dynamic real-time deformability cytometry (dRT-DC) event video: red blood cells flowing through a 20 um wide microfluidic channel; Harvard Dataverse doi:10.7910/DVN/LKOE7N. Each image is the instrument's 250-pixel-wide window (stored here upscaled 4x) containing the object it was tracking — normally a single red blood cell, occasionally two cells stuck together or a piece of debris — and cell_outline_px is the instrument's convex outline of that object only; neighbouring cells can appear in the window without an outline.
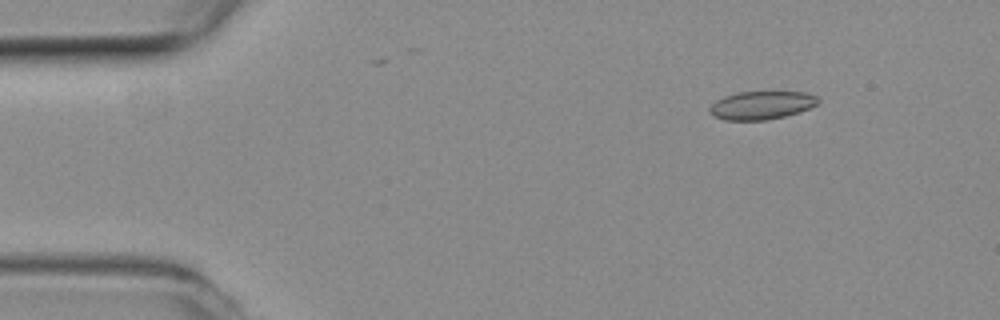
{"species": "common noctule bat (a hibernating species)", "species_latin": "Nyctalus noctula", "temperature_condition": "room temperature", "stored_images_in_passage": 48, "camera_frame_rate_fps": 3000, "um_per_image_px": 0.085, "animal": {"sex": "female", "body_mass_g": 19.3, "forearm_length_mm": 54.1}, "frame": {"image": 1, "passage_image": 1, "time_ms": 0.0, "image_size_px": [1000, 320], "cell_outline_px": [[820, 104], [784, 116], [768, 120], [724, 120], [712, 116], [708, 112], [708, 108], [716, 100], [724, 96], [740, 92], [804, 92], [816, 96], [820, 100]], "centroid_in_image_um": [64.69, 8.95], "position_along_channel_um": 20.3, "area_um2": 17.86}}
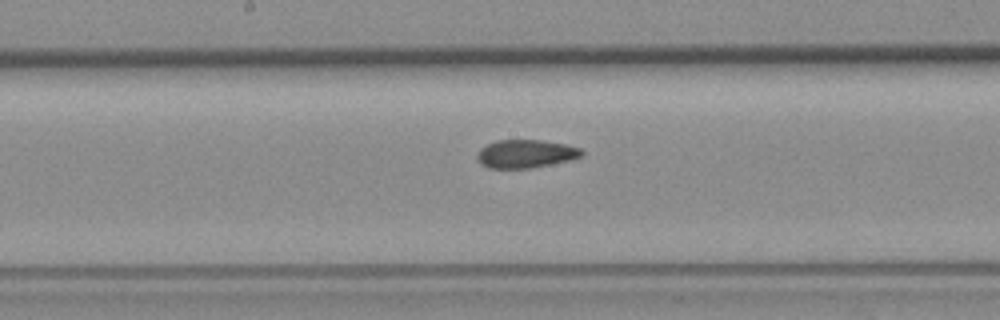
{"frame": {"image": 2, "passage_image": 22, "time_ms": 7.0, "image_size_px": [1000, 320], "cell_outline_px": [[584, 156], [568, 160], [532, 168], [488, 168], [480, 164], [476, 156], [480, 148], [496, 140], [540, 140], [564, 144], [580, 148], [584, 152]], "centroid_in_image_um": [44.66, 13.07], "position_along_channel_um": 203.5, "area_um2": 17.17}}
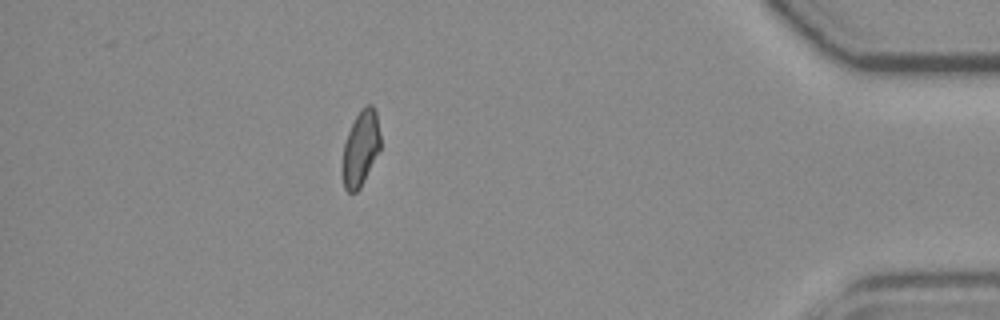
{"frame": {"image": 3, "passage_image": 42, "time_ms": 13.667, "image_size_px": [1000, 320], "cell_outline_px": [[380, 148], [360, 188], [356, 192], [348, 192], [344, 188], [340, 172], [340, 168], [344, 144], [348, 132], [360, 108], [364, 104], [372, 104], [376, 112], [380, 132]], "centroid_in_image_um": [30.62, 12.61], "position_along_channel_um": 404.6, "area_um2": 16.94}, "authors_computed_cell_mechanics": {"area_um2": 17.3978, "velocity_mm_per_s": 3.8053, "shape_relaxation_time_tau1_ms": null, "shape_relaxation_time_tau2_ms": 1.9739, "deformation_change_tau1": null, "deformation_change_tau2": 0.0769}}